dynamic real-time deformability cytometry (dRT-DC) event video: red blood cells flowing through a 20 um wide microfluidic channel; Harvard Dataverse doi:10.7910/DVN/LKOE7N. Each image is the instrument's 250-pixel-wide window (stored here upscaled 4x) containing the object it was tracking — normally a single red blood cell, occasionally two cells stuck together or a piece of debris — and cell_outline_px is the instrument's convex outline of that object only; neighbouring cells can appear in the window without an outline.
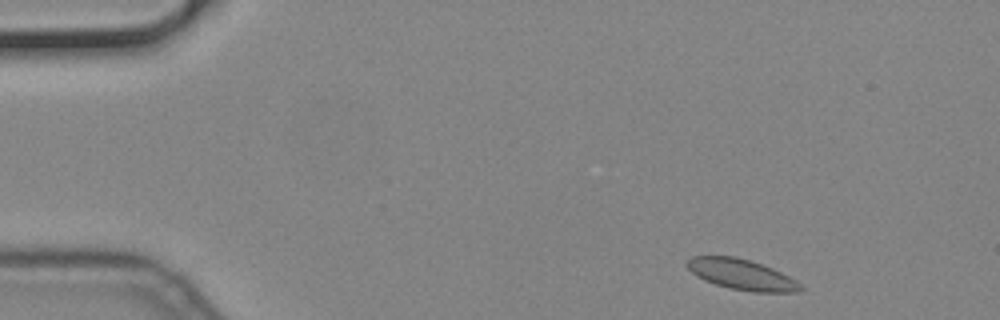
{"species": "common noctule bat (a hibernating species)", "species_latin": "Nyctalus noctula", "temperature_condition": "cold", "stored_images_in_passage": 52, "camera_frame_rate_fps": 3000, "um_per_image_px": 0.085, "animal": {"sex": "male", "body_mass_g": 19.2, "forearm_length_mm": 51.8}, "frame": {"image": 1, "passage_image": 3, "time_ms": 0.667, "image_size_px": [1000, 320], "cell_outline_px": [[804, 288], [796, 292], [756, 292], [728, 288], [704, 280], [696, 276], [684, 264], [692, 256], [736, 256], [772, 268], [796, 280]], "centroid_in_image_um": [63.01, 23.33], "position_along_channel_um": 22.0, "area_um2": 20.06}}
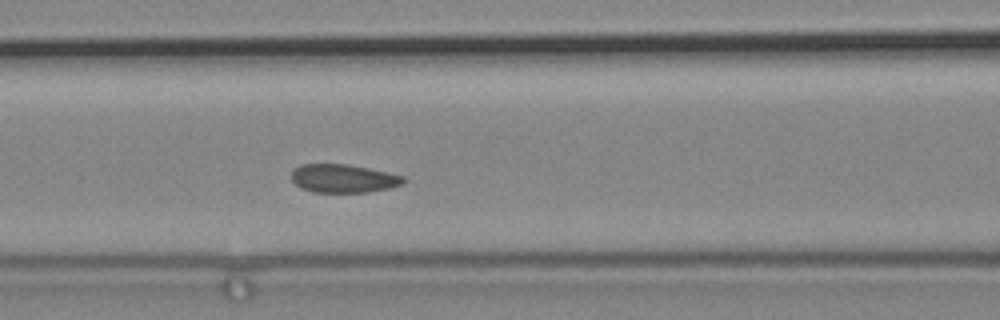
{"frame": {"image": 2, "passage_image": 20, "time_ms": 6.333, "image_size_px": [1000, 320], "cell_outline_px": [[408, 180], [404, 184], [392, 188], [368, 192], [312, 192], [300, 188], [292, 180], [292, 168], [300, 164], [348, 164], [388, 172], [404, 176]], "centroid_in_image_um": [29.21, 15.17], "position_along_channel_um": 137.4, "area_um2": 18.84}}
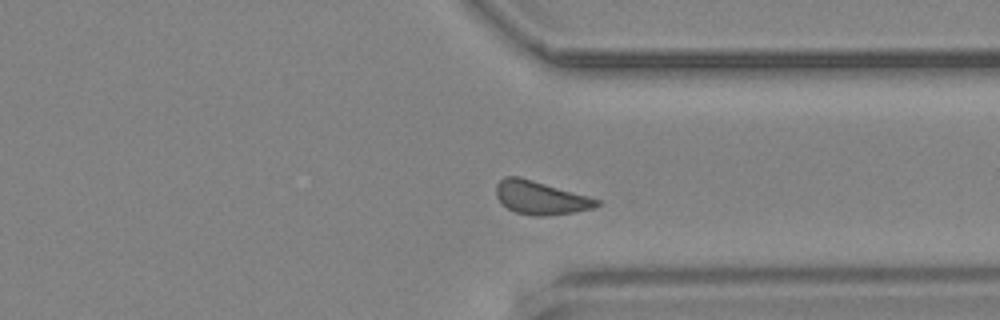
{"frame": {"image": 3, "passage_image": 39, "time_ms": 12.667, "image_size_px": [1000, 320], "cell_outline_px": [[600, 204], [592, 208], [576, 212], [544, 216], [532, 216], [516, 212], [508, 208], [496, 196], [496, 184], [504, 176], [520, 176], [588, 196], [600, 200]], "centroid_in_image_um": [45.94, 16.8], "position_along_channel_um": 365.5, "area_um2": 19.48}}